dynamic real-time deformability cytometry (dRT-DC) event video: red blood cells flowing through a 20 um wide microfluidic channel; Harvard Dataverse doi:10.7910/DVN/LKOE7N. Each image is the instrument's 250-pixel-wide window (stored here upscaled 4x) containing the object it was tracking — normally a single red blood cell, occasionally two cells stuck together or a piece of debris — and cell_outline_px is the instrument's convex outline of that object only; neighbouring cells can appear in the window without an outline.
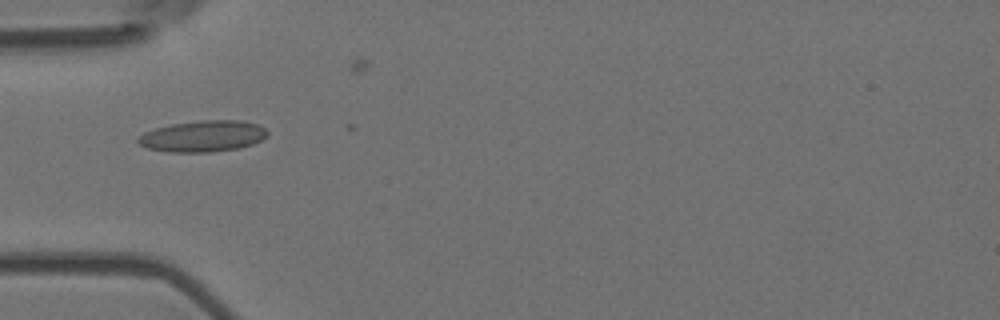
{"species": "Egyptian fruit bat (a non-hibernating species)", "species_latin": "Rousettus aegyptiacus", "temperature_condition": "room temperature", "stored_images_in_passage": 3, "camera_frame_rate_fps": 3000, "um_per_image_px": 0.085, "animal": {"sex": "female"}, "frame": {"image": 1, "passage_image": 2, "time_ms": 0.333, "image_size_px": [1000, 320], "cell_outline_px": [[268, 136], [252, 144], [240, 148], [212, 152], [168, 152], [148, 148], [140, 144], [136, 140], [144, 132], [156, 128], [172, 124], [200, 120], [244, 120], [260, 124], [268, 132]], "centroid_in_image_um": [17.29, 11.57], "position_along_channel_um": 67.7, "area_um2": 23.7}}